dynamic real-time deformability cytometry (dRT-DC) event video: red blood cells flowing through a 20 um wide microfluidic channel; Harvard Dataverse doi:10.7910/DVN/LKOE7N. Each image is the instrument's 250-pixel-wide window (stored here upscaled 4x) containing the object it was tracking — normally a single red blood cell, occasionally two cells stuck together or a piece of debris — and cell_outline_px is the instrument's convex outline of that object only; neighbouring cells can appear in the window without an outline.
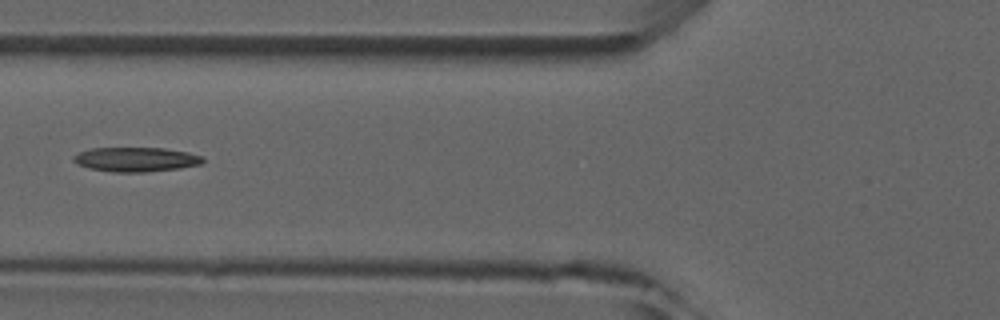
{"species": "common noctule bat (a hibernating species)", "species_latin": "Nyctalus noctula", "temperature_condition": "room temperature", "stored_images_in_passage": 6, "camera_frame_rate_fps": 3000, "um_per_image_px": 0.085, "animal": {"sex": "male", "forearm_length_mm": 52.5}, "frame": {"image": 1, "passage_image": 6, "time_ms": 6.0, "image_size_px": [1000, 320], "cell_outline_px": [[204, 160], [200, 164], [180, 168], [144, 172], [112, 172], [88, 168], [76, 164], [72, 160], [72, 156], [80, 152], [92, 148], [164, 148], [188, 152], [204, 156]], "centroid_in_image_um": [11.54, 13.55], "position_along_channel_um": 114.3, "area_um2": 18.5}}